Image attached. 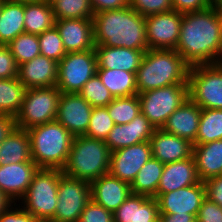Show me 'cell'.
<instances>
[{"label":"cell","mask_w":222,"mask_h":222,"mask_svg":"<svg viewBox=\"0 0 222 222\" xmlns=\"http://www.w3.org/2000/svg\"><path fill=\"white\" fill-rule=\"evenodd\" d=\"M220 0H208L211 6H214Z\"/></svg>","instance_id":"54"},{"label":"cell","mask_w":222,"mask_h":222,"mask_svg":"<svg viewBox=\"0 0 222 222\" xmlns=\"http://www.w3.org/2000/svg\"><path fill=\"white\" fill-rule=\"evenodd\" d=\"M96 73L97 58L94 49L67 53L58 62L56 87L61 93H78Z\"/></svg>","instance_id":"10"},{"label":"cell","mask_w":222,"mask_h":222,"mask_svg":"<svg viewBox=\"0 0 222 222\" xmlns=\"http://www.w3.org/2000/svg\"><path fill=\"white\" fill-rule=\"evenodd\" d=\"M161 222H196V217L192 214H159Z\"/></svg>","instance_id":"50"},{"label":"cell","mask_w":222,"mask_h":222,"mask_svg":"<svg viewBox=\"0 0 222 222\" xmlns=\"http://www.w3.org/2000/svg\"><path fill=\"white\" fill-rule=\"evenodd\" d=\"M201 113L202 109L188 98L168 117L162 129L170 134L185 138L195 145Z\"/></svg>","instance_id":"22"},{"label":"cell","mask_w":222,"mask_h":222,"mask_svg":"<svg viewBox=\"0 0 222 222\" xmlns=\"http://www.w3.org/2000/svg\"><path fill=\"white\" fill-rule=\"evenodd\" d=\"M7 1L18 2V3H32V2H37L40 0H7Z\"/></svg>","instance_id":"53"},{"label":"cell","mask_w":222,"mask_h":222,"mask_svg":"<svg viewBox=\"0 0 222 222\" xmlns=\"http://www.w3.org/2000/svg\"><path fill=\"white\" fill-rule=\"evenodd\" d=\"M60 95L56 85L27 89L20 111L15 116L16 127L28 130L56 120Z\"/></svg>","instance_id":"7"},{"label":"cell","mask_w":222,"mask_h":222,"mask_svg":"<svg viewBox=\"0 0 222 222\" xmlns=\"http://www.w3.org/2000/svg\"><path fill=\"white\" fill-rule=\"evenodd\" d=\"M16 128L15 117L7 114H0V144Z\"/></svg>","instance_id":"49"},{"label":"cell","mask_w":222,"mask_h":222,"mask_svg":"<svg viewBox=\"0 0 222 222\" xmlns=\"http://www.w3.org/2000/svg\"><path fill=\"white\" fill-rule=\"evenodd\" d=\"M151 157L150 141L112 151L109 174L131 185L138 171Z\"/></svg>","instance_id":"13"},{"label":"cell","mask_w":222,"mask_h":222,"mask_svg":"<svg viewBox=\"0 0 222 222\" xmlns=\"http://www.w3.org/2000/svg\"><path fill=\"white\" fill-rule=\"evenodd\" d=\"M61 173V169L39 168L21 198L25 206L21 207L42 222H49L55 215Z\"/></svg>","instance_id":"6"},{"label":"cell","mask_w":222,"mask_h":222,"mask_svg":"<svg viewBox=\"0 0 222 222\" xmlns=\"http://www.w3.org/2000/svg\"><path fill=\"white\" fill-rule=\"evenodd\" d=\"M190 66L175 49H148L136 72L137 91L188 84Z\"/></svg>","instance_id":"3"},{"label":"cell","mask_w":222,"mask_h":222,"mask_svg":"<svg viewBox=\"0 0 222 222\" xmlns=\"http://www.w3.org/2000/svg\"><path fill=\"white\" fill-rule=\"evenodd\" d=\"M190 66L218 64L222 58V17L215 6L183 13L175 49Z\"/></svg>","instance_id":"1"},{"label":"cell","mask_w":222,"mask_h":222,"mask_svg":"<svg viewBox=\"0 0 222 222\" xmlns=\"http://www.w3.org/2000/svg\"><path fill=\"white\" fill-rule=\"evenodd\" d=\"M93 107L79 93H61L56 120L73 136L87 132Z\"/></svg>","instance_id":"15"},{"label":"cell","mask_w":222,"mask_h":222,"mask_svg":"<svg viewBox=\"0 0 222 222\" xmlns=\"http://www.w3.org/2000/svg\"><path fill=\"white\" fill-rule=\"evenodd\" d=\"M107 107H93L87 132V137L105 141L108 134L114 127Z\"/></svg>","instance_id":"37"},{"label":"cell","mask_w":222,"mask_h":222,"mask_svg":"<svg viewBox=\"0 0 222 222\" xmlns=\"http://www.w3.org/2000/svg\"><path fill=\"white\" fill-rule=\"evenodd\" d=\"M204 183L206 197L222 207V176L210 178Z\"/></svg>","instance_id":"47"},{"label":"cell","mask_w":222,"mask_h":222,"mask_svg":"<svg viewBox=\"0 0 222 222\" xmlns=\"http://www.w3.org/2000/svg\"><path fill=\"white\" fill-rule=\"evenodd\" d=\"M159 214H185L197 217L198 211L206 198L205 183L180 188L168 193L157 194Z\"/></svg>","instance_id":"14"},{"label":"cell","mask_w":222,"mask_h":222,"mask_svg":"<svg viewBox=\"0 0 222 222\" xmlns=\"http://www.w3.org/2000/svg\"><path fill=\"white\" fill-rule=\"evenodd\" d=\"M55 27L66 53L94 49L93 18L55 19Z\"/></svg>","instance_id":"16"},{"label":"cell","mask_w":222,"mask_h":222,"mask_svg":"<svg viewBox=\"0 0 222 222\" xmlns=\"http://www.w3.org/2000/svg\"><path fill=\"white\" fill-rule=\"evenodd\" d=\"M2 7H3V0H0V13H1Z\"/></svg>","instance_id":"55"},{"label":"cell","mask_w":222,"mask_h":222,"mask_svg":"<svg viewBox=\"0 0 222 222\" xmlns=\"http://www.w3.org/2000/svg\"><path fill=\"white\" fill-rule=\"evenodd\" d=\"M97 69H117L136 73L146 51L95 45Z\"/></svg>","instance_id":"23"},{"label":"cell","mask_w":222,"mask_h":222,"mask_svg":"<svg viewBox=\"0 0 222 222\" xmlns=\"http://www.w3.org/2000/svg\"><path fill=\"white\" fill-rule=\"evenodd\" d=\"M39 167L32 161L0 166V190L14 202L24 196Z\"/></svg>","instance_id":"18"},{"label":"cell","mask_w":222,"mask_h":222,"mask_svg":"<svg viewBox=\"0 0 222 222\" xmlns=\"http://www.w3.org/2000/svg\"><path fill=\"white\" fill-rule=\"evenodd\" d=\"M189 98L201 109H222V66L195 65L188 73Z\"/></svg>","instance_id":"9"},{"label":"cell","mask_w":222,"mask_h":222,"mask_svg":"<svg viewBox=\"0 0 222 222\" xmlns=\"http://www.w3.org/2000/svg\"><path fill=\"white\" fill-rule=\"evenodd\" d=\"M55 19L93 18L90 0H49Z\"/></svg>","instance_id":"34"},{"label":"cell","mask_w":222,"mask_h":222,"mask_svg":"<svg viewBox=\"0 0 222 222\" xmlns=\"http://www.w3.org/2000/svg\"><path fill=\"white\" fill-rule=\"evenodd\" d=\"M55 26V17L49 0L24 3L25 33L40 35Z\"/></svg>","instance_id":"27"},{"label":"cell","mask_w":222,"mask_h":222,"mask_svg":"<svg viewBox=\"0 0 222 222\" xmlns=\"http://www.w3.org/2000/svg\"><path fill=\"white\" fill-rule=\"evenodd\" d=\"M57 199L55 215L49 222H78L83 209L91 200L90 183L62 172Z\"/></svg>","instance_id":"11"},{"label":"cell","mask_w":222,"mask_h":222,"mask_svg":"<svg viewBox=\"0 0 222 222\" xmlns=\"http://www.w3.org/2000/svg\"><path fill=\"white\" fill-rule=\"evenodd\" d=\"M91 199L112 213L130 196L131 186L109 173L90 183Z\"/></svg>","instance_id":"21"},{"label":"cell","mask_w":222,"mask_h":222,"mask_svg":"<svg viewBox=\"0 0 222 222\" xmlns=\"http://www.w3.org/2000/svg\"><path fill=\"white\" fill-rule=\"evenodd\" d=\"M163 169L164 164L158 159L151 157L138 171L131 183V192L155 198Z\"/></svg>","instance_id":"30"},{"label":"cell","mask_w":222,"mask_h":222,"mask_svg":"<svg viewBox=\"0 0 222 222\" xmlns=\"http://www.w3.org/2000/svg\"><path fill=\"white\" fill-rule=\"evenodd\" d=\"M158 219L159 209L156 198L136 194L135 222H155Z\"/></svg>","instance_id":"39"},{"label":"cell","mask_w":222,"mask_h":222,"mask_svg":"<svg viewBox=\"0 0 222 222\" xmlns=\"http://www.w3.org/2000/svg\"><path fill=\"white\" fill-rule=\"evenodd\" d=\"M200 182L193 155L190 158L164 164L157 194L168 193Z\"/></svg>","instance_id":"24"},{"label":"cell","mask_w":222,"mask_h":222,"mask_svg":"<svg viewBox=\"0 0 222 222\" xmlns=\"http://www.w3.org/2000/svg\"><path fill=\"white\" fill-rule=\"evenodd\" d=\"M172 5L180 13L202 11L211 6L208 0H172Z\"/></svg>","instance_id":"46"},{"label":"cell","mask_w":222,"mask_h":222,"mask_svg":"<svg viewBox=\"0 0 222 222\" xmlns=\"http://www.w3.org/2000/svg\"><path fill=\"white\" fill-rule=\"evenodd\" d=\"M24 32V3L3 0L0 13V45H8Z\"/></svg>","instance_id":"28"},{"label":"cell","mask_w":222,"mask_h":222,"mask_svg":"<svg viewBox=\"0 0 222 222\" xmlns=\"http://www.w3.org/2000/svg\"><path fill=\"white\" fill-rule=\"evenodd\" d=\"M9 207L0 215V222H42L40 219L34 217L24 208ZM13 209V210H12Z\"/></svg>","instance_id":"45"},{"label":"cell","mask_w":222,"mask_h":222,"mask_svg":"<svg viewBox=\"0 0 222 222\" xmlns=\"http://www.w3.org/2000/svg\"><path fill=\"white\" fill-rule=\"evenodd\" d=\"M145 17L130 6L93 16L94 44L147 51Z\"/></svg>","instance_id":"2"},{"label":"cell","mask_w":222,"mask_h":222,"mask_svg":"<svg viewBox=\"0 0 222 222\" xmlns=\"http://www.w3.org/2000/svg\"><path fill=\"white\" fill-rule=\"evenodd\" d=\"M136 194L130 196L113 212L114 222H135Z\"/></svg>","instance_id":"44"},{"label":"cell","mask_w":222,"mask_h":222,"mask_svg":"<svg viewBox=\"0 0 222 222\" xmlns=\"http://www.w3.org/2000/svg\"><path fill=\"white\" fill-rule=\"evenodd\" d=\"M214 6L216 7L219 15L222 17V0L218 1Z\"/></svg>","instance_id":"52"},{"label":"cell","mask_w":222,"mask_h":222,"mask_svg":"<svg viewBox=\"0 0 222 222\" xmlns=\"http://www.w3.org/2000/svg\"><path fill=\"white\" fill-rule=\"evenodd\" d=\"M183 13L170 11L145 17L148 49H176Z\"/></svg>","instance_id":"12"},{"label":"cell","mask_w":222,"mask_h":222,"mask_svg":"<svg viewBox=\"0 0 222 222\" xmlns=\"http://www.w3.org/2000/svg\"><path fill=\"white\" fill-rule=\"evenodd\" d=\"M12 199L8 197L2 190H0V215L9 207H11Z\"/></svg>","instance_id":"51"},{"label":"cell","mask_w":222,"mask_h":222,"mask_svg":"<svg viewBox=\"0 0 222 222\" xmlns=\"http://www.w3.org/2000/svg\"><path fill=\"white\" fill-rule=\"evenodd\" d=\"M78 93L92 107L108 106L114 99L97 73L84 84Z\"/></svg>","instance_id":"36"},{"label":"cell","mask_w":222,"mask_h":222,"mask_svg":"<svg viewBox=\"0 0 222 222\" xmlns=\"http://www.w3.org/2000/svg\"><path fill=\"white\" fill-rule=\"evenodd\" d=\"M32 160L27 130L15 128L0 144V166Z\"/></svg>","instance_id":"26"},{"label":"cell","mask_w":222,"mask_h":222,"mask_svg":"<svg viewBox=\"0 0 222 222\" xmlns=\"http://www.w3.org/2000/svg\"><path fill=\"white\" fill-rule=\"evenodd\" d=\"M17 65H21L40 55L38 35L21 33L8 45Z\"/></svg>","instance_id":"35"},{"label":"cell","mask_w":222,"mask_h":222,"mask_svg":"<svg viewBox=\"0 0 222 222\" xmlns=\"http://www.w3.org/2000/svg\"><path fill=\"white\" fill-rule=\"evenodd\" d=\"M154 130L150 121L140 113L127 124H115L105 139V143L111 152L116 151L142 142H149Z\"/></svg>","instance_id":"17"},{"label":"cell","mask_w":222,"mask_h":222,"mask_svg":"<svg viewBox=\"0 0 222 222\" xmlns=\"http://www.w3.org/2000/svg\"><path fill=\"white\" fill-rule=\"evenodd\" d=\"M18 65L7 45H0V79L18 77Z\"/></svg>","instance_id":"42"},{"label":"cell","mask_w":222,"mask_h":222,"mask_svg":"<svg viewBox=\"0 0 222 222\" xmlns=\"http://www.w3.org/2000/svg\"><path fill=\"white\" fill-rule=\"evenodd\" d=\"M196 222H222V207L206 197L198 211Z\"/></svg>","instance_id":"43"},{"label":"cell","mask_w":222,"mask_h":222,"mask_svg":"<svg viewBox=\"0 0 222 222\" xmlns=\"http://www.w3.org/2000/svg\"><path fill=\"white\" fill-rule=\"evenodd\" d=\"M222 139V109H202L196 144Z\"/></svg>","instance_id":"32"},{"label":"cell","mask_w":222,"mask_h":222,"mask_svg":"<svg viewBox=\"0 0 222 222\" xmlns=\"http://www.w3.org/2000/svg\"><path fill=\"white\" fill-rule=\"evenodd\" d=\"M94 14L130 6V0H90Z\"/></svg>","instance_id":"48"},{"label":"cell","mask_w":222,"mask_h":222,"mask_svg":"<svg viewBox=\"0 0 222 222\" xmlns=\"http://www.w3.org/2000/svg\"><path fill=\"white\" fill-rule=\"evenodd\" d=\"M27 88L17 78L0 79V114L16 116Z\"/></svg>","instance_id":"31"},{"label":"cell","mask_w":222,"mask_h":222,"mask_svg":"<svg viewBox=\"0 0 222 222\" xmlns=\"http://www.w3.org/2000/svg\"><path fill=\"white\" fill-rule=\"evenodd\" d=\"M152 156L163 164L181 161L193 155V143L189 140L155 129L150 138Z\"/></svg>","instance_id":"19"},{"label":"cell","mask_w":222,"mask_h":222,"mask_svg":"<svg viewBox=\"0 0 222 222\" xmlns=\"http://www.w3.org/2000/svg\"><path fill=\"white\" fill-rule=\"evenodd\" d=\"M18 79L27 89L55 86L58 62L46 56H36L18 67Z\"/></svg>","instance_id":"20"},{"label":"cell","mask_w":222,"mask_h":222,"mask_svg":"<svg viewBox=\"0 0 222 222\" xmlns=\"http://www.w3.org/2000/svg\"><path fill=\"white\" fill-rule=\"evenodd\" d=\"M141 113L155 129H161L168 117L189 98L188 84H173L138 94Z\"/></svg>","instance_id":"8"},{"label":"cell","mask_w":222,"mask_h":222,"mask_svg":"<svg viewBox=\"0 0 222 222\" xmlns=\"http://www.w3.org/2000/svg\"><path fill=\"white\" fill-rule=\"evenodd\" d=\"M78 222H114L113 213L92 199L83 209Z\"/></svg>","instance_id":"41"},{"label":"cell","mask_w":222,"mask_h":222,"mask_svg":"<svg viewBox=\"0 0 222 222\" xmlns=\"http://www.w3.org/2000/svg\"><path fill=\"white\" fill-rule=\"evenodd\" d=\"M106 107L114 124L117 125L127 124L141 113L138 94L130 97L114 98Z\"/></svg>","instance_id":"33"},{"label":"cell","mask_w":222,"mask_h":222,"mask_svg":"<svg viewBox=\"0 0 222 222\" xmlns=\"http://www.w3.org/2000/svg\"><path fill=\"white\" fill-rule=\"evenodd\" d=\"M40 55L59 62L67 53L64 49L59 31L53 28L38 35Z\"/></svg>","instance_id":"38"},{"label":"cell","mask_w":222,"mask_h":222,"mask_svg":"<svg viewBox=\"0 0 222 222\" xmlns=\"http://www.w3.org/2000/svg\"><path fill=\"white\" fill-rule=\"evenodd\" d=\"M27 131L32 161L39 168L62 170L67 163L74 136L57 120Z\"/></svg>","instance_id":"4"},{"label":"cell","mask_w":222,"mask_h":222,"mask_svg":"<svg viewBox=\"0 0 222 222\" xmlns=\"http://www.w3.org/2000/svg\"><path fill=\"white\" fill-rule=\"evenodd\" d=\"M193 158L200 181L222 176V139L193 145Z\"/></svg>","instance_id":"25"},{"label":"cell","mask_w":222,"mask_h":222,"mask_svg":"<svg viewBox=\"0 0 222 222\" xmlns=\"http://www.w3.org/2000/svg\"><path fill=\"white\" fill-rule=\"evenodd\" d=\"M97 74L113 98L138 94L136 73L117 69H97Z\"/></svg>","instance_id":"29"},{"label":"cell","mask_w":222,"mask_h":222,"mask_svg":"<svg viewBox=\"0 0 222 222\" xmlns=\"http://www.w3.org/2000/svg\"><path fill=\"white\" fill-rule=\"evenodd\" d=\"M130 7L144 17L173 10L172 0H130Z\"/></svg>","instance_id":"40"},{"label":"cell","mask_w":222,"mask_h":222,"mask_svg":"<svg viewBox=\"0 0 222 222\" xmlns=\"http://www.w3.org/2000/svg\"><path fill=\"white\" fill-rule=\"evenodd\" d=\"M111 151L103 140L85 135L74 136L69 157L62 172L91 183L109 173Z\"/></svg>","instance_id":"5"}]
</instances>
